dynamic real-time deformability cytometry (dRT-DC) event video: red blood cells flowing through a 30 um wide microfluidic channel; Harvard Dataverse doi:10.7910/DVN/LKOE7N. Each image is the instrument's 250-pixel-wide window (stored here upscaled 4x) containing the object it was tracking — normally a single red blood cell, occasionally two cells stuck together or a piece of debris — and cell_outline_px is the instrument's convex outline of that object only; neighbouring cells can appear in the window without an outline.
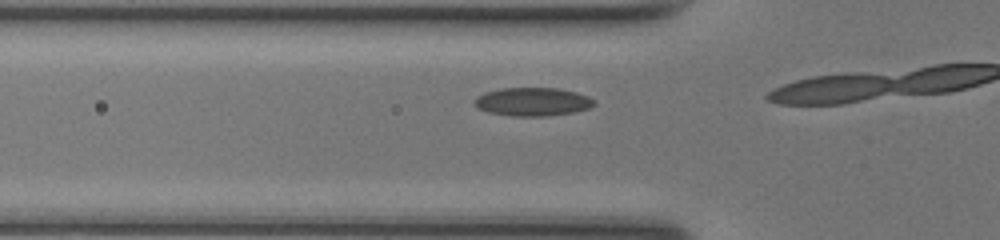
{"species": "common noctule bat (a hibernating species)", "species_latin": "Nyctalus noctula", "temperature_condition": "room temperature", "stored_images_in_passage": 6, "camera_frame_rate_fps": 3000, "um_per_image_px": 0.085, "animal": {"sex": "female", "body_mass_g": 17.0, "forearm_length_mm": 48.0}, "frame": {"image": 1, "passage_image": 4, "time_ms": 1.0, "image_size_px": [1000, 240], "cell_outline_px": [[596, 104], [588, 108], [572, 112], [548, 116], [512, 116], [488, 112], [480, 108], [476, 104], [476, 96], [484, 92], [500, 88], [556, 88], [576, 92], [588, 96], [596, 100]], "centroid_in_image_um": [45.3, 8.64], "position_along_channel_um": 80.5, "area_um2": 19.71}}